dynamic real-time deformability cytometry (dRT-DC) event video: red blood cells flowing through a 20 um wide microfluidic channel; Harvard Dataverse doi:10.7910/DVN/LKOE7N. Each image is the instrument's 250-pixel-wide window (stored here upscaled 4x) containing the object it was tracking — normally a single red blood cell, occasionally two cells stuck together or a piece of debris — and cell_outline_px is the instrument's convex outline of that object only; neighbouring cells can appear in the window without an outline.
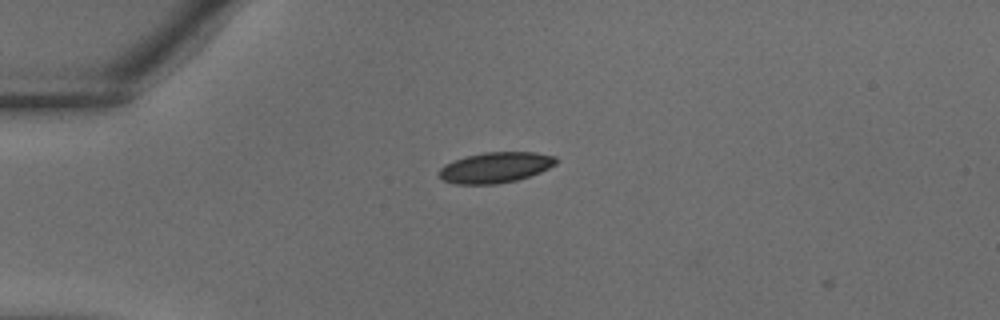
{"species": "common noctule bat (a hibernating species)", "species_latin": "Nyctalus noctula", "temperature_condition": "warm", "stored_images_in_passage": 5, "camera_frame_rate_fps": 3000, "um_per_image_px": 0.085, "animal": {"sex": "male", "body_mass_g": 18.8}, "frame": {"image": 1, "passage_image": 4, "time_ms": 1.0, "image_size_px": [1000, 320], "cell_outline_px": [[560, 160], [556, 164], [540, 172], [516, 180], [496, 184], [456, 184], [444, 180], [440, 176], [440, 168], [444, 164], [464, 156], [484, 152], [536, 152], [556, 156]], "centroid_in_image_um": [42.14, 14.22], "position_along_channel_um": 42.9, "area_um2": 20.92}}